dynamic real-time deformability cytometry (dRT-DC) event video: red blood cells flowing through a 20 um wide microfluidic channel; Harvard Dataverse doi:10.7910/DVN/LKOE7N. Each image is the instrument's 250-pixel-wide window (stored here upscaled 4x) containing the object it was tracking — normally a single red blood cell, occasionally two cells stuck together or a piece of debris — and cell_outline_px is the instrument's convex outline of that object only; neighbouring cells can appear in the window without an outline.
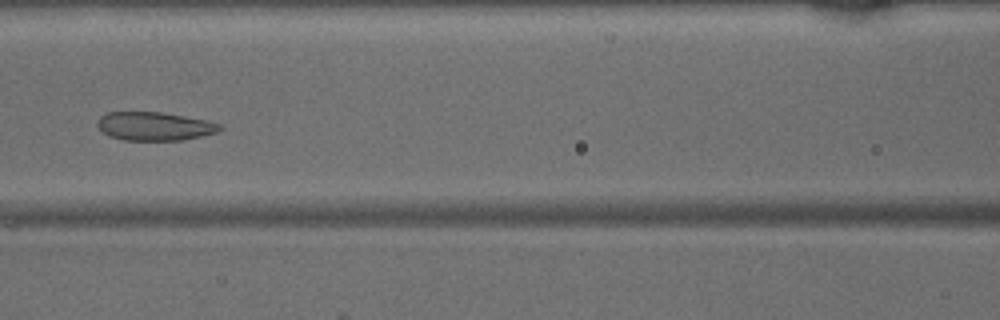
{"species": "common noctule bat (a hibernating species)", "species_latin": "Nyctalus noctula", "temperature_condition": "warm", "stored_images_in_passage": 28, "camera_frame_rate_fps": 3000, "um_per_image_px": 0.085, "animal": {"sex": "male", "body_mass_g": 15.6}, "frame": {"image": 1, "passage_image": 11, "time_ms": 3.333, "image_size_px": [1000, 320], "cell_outline_px": [[224, 128], [216, 132], [184, 140], [124, 140], [108, 136], [96, 124], [100, 116], [108, 112], [160, 112], [208, 120], [220, 124]], "centroid_in_image_um": [13.14, 10.73], "position_along_channel_um": 153.5, "area_um2": 20.29}}
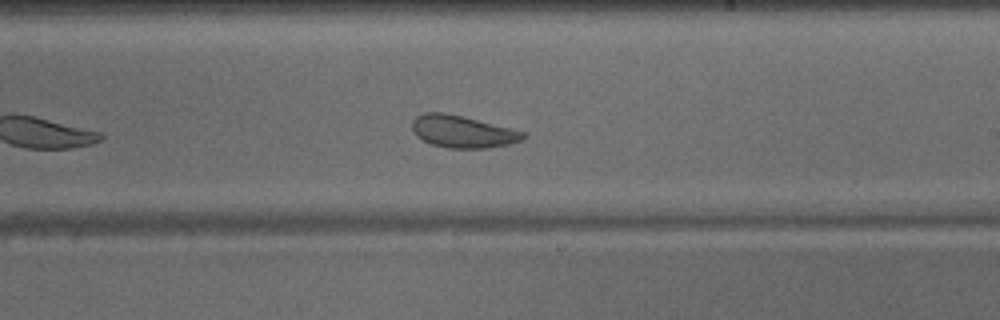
{"frame": {"image": 2, "passage_image": 18, "time_ms": 5.667, "image_size_px": [1000, 320], "cell_outline_px": [[528, 136], [524, 140], [508, 144], [488, 148], [448, 148], [432, 144], [416, 136], [412, 128], [412, 120], [416, 116], [424, 112], [444, 112], [512, 128], [524, 132]], "centroid_in_image_um": [39.33, 11.18], "position_along_channel_um": 249.7, "area_um2": 20.87}}
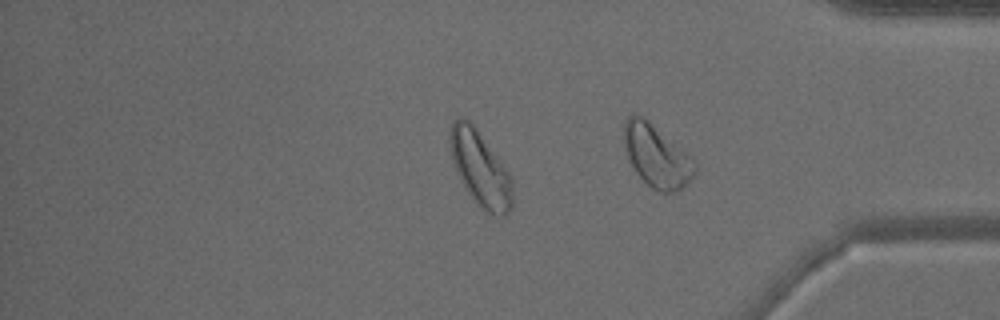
{"frame": {"image": 3, "passage_image": 28, "time_ms": 9.0, "image_size_px": [1000, 320], "cell_outline_px": [[696, 172], [676, 192], [660, 192], [652, 188], [636, 172], [624, 148], [624, 120], [628, 116], [640, 116], [648, 120], [680, 148], [696, 164]], "centroid_in_image_um": [55.78, 13.26], "position_along_channel_um": 379.4, "area_um2": 24.85}}